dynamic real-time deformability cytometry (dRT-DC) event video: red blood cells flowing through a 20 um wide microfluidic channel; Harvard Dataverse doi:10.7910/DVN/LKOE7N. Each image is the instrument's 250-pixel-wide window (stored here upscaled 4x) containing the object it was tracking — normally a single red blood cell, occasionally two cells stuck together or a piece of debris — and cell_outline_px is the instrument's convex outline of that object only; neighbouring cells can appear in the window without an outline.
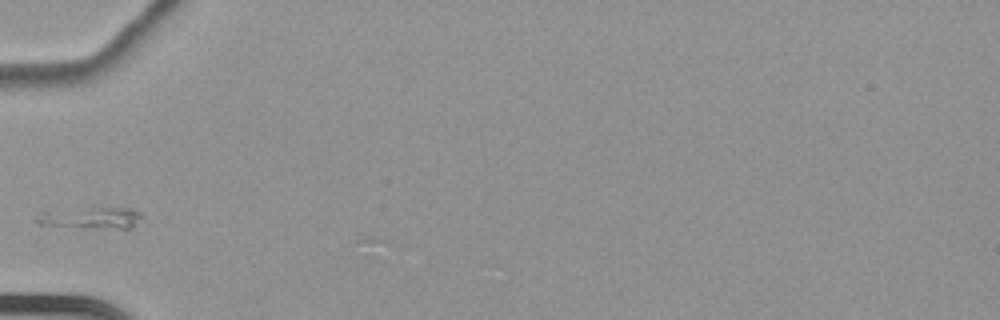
{"species": "common noctule bat (a hibernating species)", "species_latin": "Nyctalus noctula", "temperature_condition": "cold", "stored_images_in_passage": 13, "camera_frame_rate_fps": 3000, "um_per_image_px": 0.085, "animal": {"sex": "female", "body_mass_g": 22.7, "forearm_length_mm": 54.2}, "frame": {"image": 1, "passage_image": 4, "time_ms": 1.0, "image_size_px": [1000, 320], "cell_outline_px": [[144, 220], [128, 228], [80, 228], [36, 224], [32, 220], [40, 212], [92, 208], [136, 208], [140, 212]], "centroid_in_image_um": [7.74, 18.54], "position_along_channel_um": 77.3, "area_um2": 13.41}}